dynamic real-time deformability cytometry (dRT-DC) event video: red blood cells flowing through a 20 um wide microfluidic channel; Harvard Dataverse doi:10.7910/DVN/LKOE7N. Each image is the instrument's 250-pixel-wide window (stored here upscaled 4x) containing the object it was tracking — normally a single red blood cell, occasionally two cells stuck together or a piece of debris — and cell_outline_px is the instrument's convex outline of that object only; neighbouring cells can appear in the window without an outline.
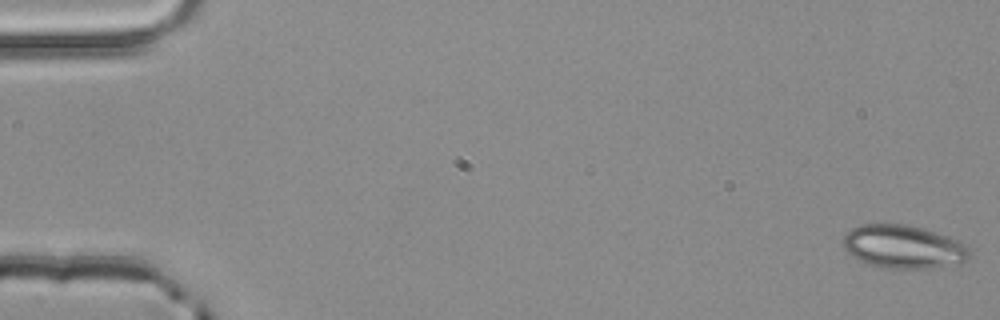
{"species": "common noctule bat (a hibernating species)", "species_latin": "Nyctalus noctula", "temperature_condition": "room temperature", "stored_images_in_passage": 4, "camera_frame_rate_fps": 3000, "um_per_image_px": 0.085, "animal": {"sex": "male", "body_mass_g": 20.4}, "frame": {"image": 1, "passage_image": 1, "time_ms": 0.0, "image_size_px": [1000, 320], "cell_outline_px": [[972, 252], [968, 260], [960, 264], [936, 268], [884, 268], [868, 264], [852, 256], [844, 248], [844, 236], [852, 228], [860, 224], [908, 224], [924, 228], [960, 240], [968, 244]], "centroid_in_image_um": [76.88, 20.98], "position_along_channel_um": 8.1, "area_um2": 32.43}}